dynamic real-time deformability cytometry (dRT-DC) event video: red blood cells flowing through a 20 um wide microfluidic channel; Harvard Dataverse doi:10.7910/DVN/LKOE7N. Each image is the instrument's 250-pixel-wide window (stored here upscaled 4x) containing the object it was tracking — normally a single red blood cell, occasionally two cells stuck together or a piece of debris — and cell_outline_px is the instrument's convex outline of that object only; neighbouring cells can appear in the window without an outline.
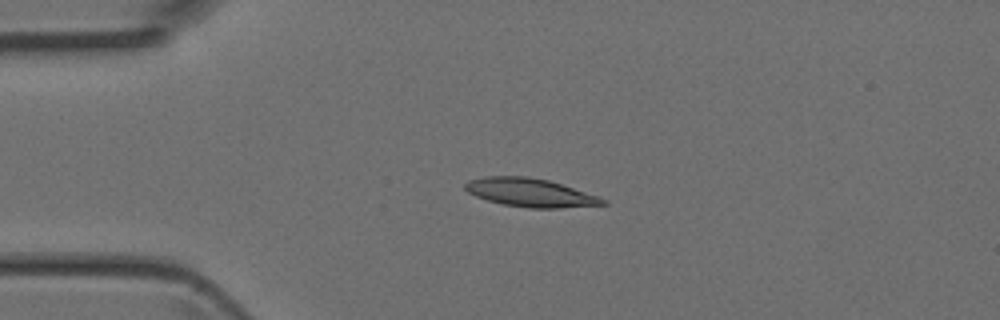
{"species": "Egyptian fruit bat (a non-hibernating species)", "species_latin": "Rousettus aegyptiacus", "temperature_condition": "room temperature", "stored_images_in_passage": 6, "camera_frame_rate_fps": 3000, "um_per_image_px": 0.085, "animal": {"sex": "female"}, "frame": {"image": 1, "passage_image": 4, "time_ms": 1.0, "image_size_px": [1000, 320], "cell_outline_px": [[608, 204], [556, 208], [528, 208], [504, 204], [488, 200], [476, 196], [468, 192], [464, 188], [464, 184], [468, 180], [484, 176], [528, 176], [548, 180], [600, 196], [608, 200]], "centroid_in_image_um": [45.08, 16.36], "position_along_channel_um": 39.9, "area_um2": 22.83}}
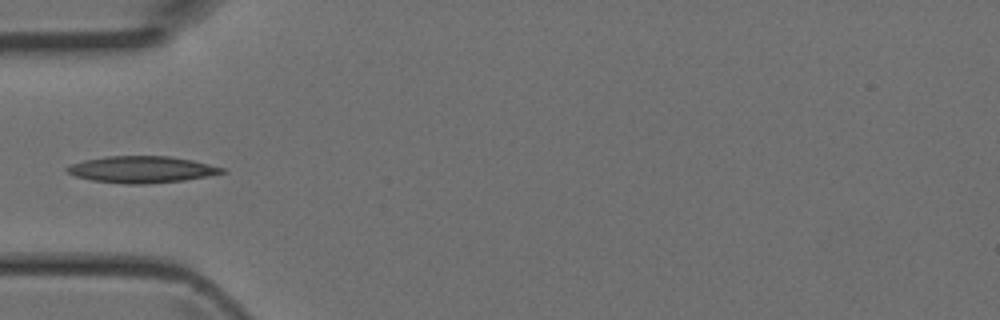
{"frame": {"image": 2, "passage_image": 5, "time_ms": 1.333, "image_size_px": [1000, 320], "cell_outline_px": [[228, 172], [184, 180], [144, 184], [124, 184], [92, 180], [76, 176], [68, 172], [64, 168], [72, 164], [84, 160], [108, 156], [168, 156], [192, 160], [224, 168]], "centroid_in_image_um": [12.04, 14.4], "position_along_channel_um": 73.0, "area_um2": 23.87}}
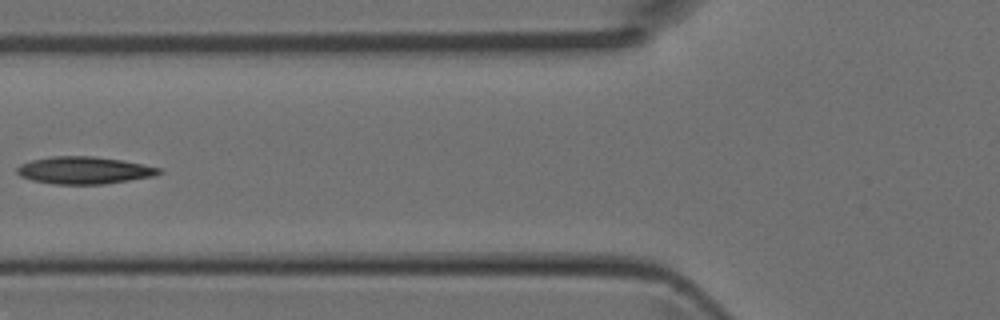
{"frame": {"image": 3, "passage_image": 6, "time_ms": 1.667, "image_size_px": [1000, 320], "cell_outline_px": [[164, 172], [156, 176], [104, 184], [56, 184], [32, 180], [20, 176], [16, 172], [16, 168], [20, 164], [32, 160], [52, 156], [92, 156], [120, 160], [160, 168]], "centroid_in_image_um": [7.15, 14.48], "position_along_channel_um": 118.7, "area_um2": 22.48}}